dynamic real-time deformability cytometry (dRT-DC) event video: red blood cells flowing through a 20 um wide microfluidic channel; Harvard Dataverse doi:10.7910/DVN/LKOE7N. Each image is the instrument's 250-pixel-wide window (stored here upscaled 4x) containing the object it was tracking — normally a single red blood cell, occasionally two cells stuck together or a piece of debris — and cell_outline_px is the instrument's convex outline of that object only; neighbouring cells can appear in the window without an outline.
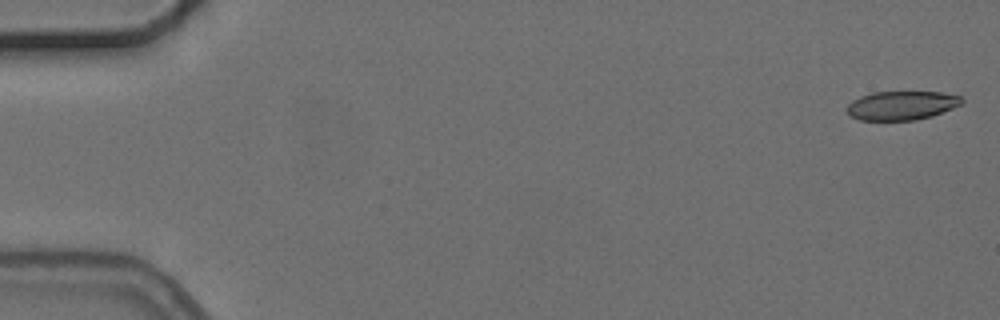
{"species": "common noctule bat (a hibernating species)", "species_latin": "Nyctalus noctula", "temperature_condition": "cold", "stored_images_in_passage": 6, "camera_frame_rate_fps": 3000, "um_per_image_px": 0.085, "animal": {"sex": "female", "body_mass_g": 24.6, "forearm_length_mm": 56.2}, "frame": {"image": 1, "passage_image": 1, "time_ms": 0.0, "image_size_px": [1000, 320], "cell_outline_px": [[964, 100], [960, 104], [952, 108], [932, 116], [916, 120], [860, 120], [852, 116], [844, 108], [852, 100], [860, 96], [872, 92], [940, 92], [960, 96]], "centroid_in_image_um": [76.61, 8.96], "position_along_channel_um": 8.4, "area_um2": 19.31}}